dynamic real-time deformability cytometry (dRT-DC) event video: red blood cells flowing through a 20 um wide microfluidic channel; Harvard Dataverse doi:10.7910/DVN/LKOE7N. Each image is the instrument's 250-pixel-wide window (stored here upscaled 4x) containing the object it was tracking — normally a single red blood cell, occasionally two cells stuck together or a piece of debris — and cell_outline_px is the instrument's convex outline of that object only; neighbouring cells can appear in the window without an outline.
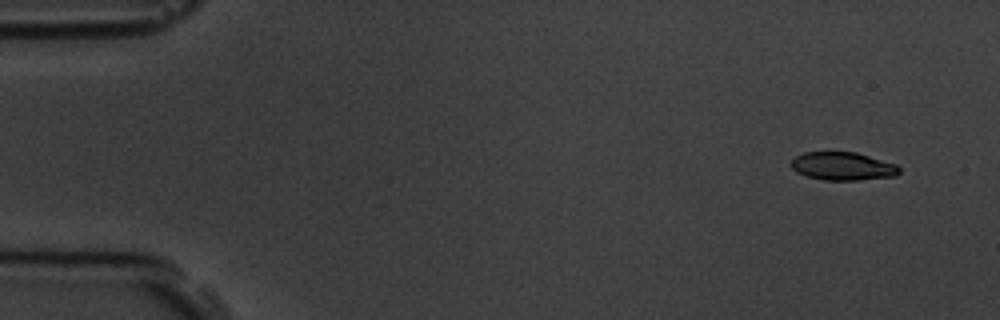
{"species": "common noctule bat (a hibernating species)", "species_latin": "Nyctalus noctula", "temperature_condition": "room temperature", "stored_images_in_passage": 4, "camera_frame_rate_fps": 3000, "um_per_image_px": 0.085, "animal": {"sex": "male", "body_mass_g": 19.5, "forearm_length_mm": 54.6}, "frame": {"image": 1, "passage_image": 1, "time_ms": 0.0, "image_size_px": [1000, 320], "cell_outline_px": [[900, 172], [896, 176], [856, 180], [824, 180], [808, 176], [796, 172], [792, 168], [792, 160], [796, 156], [804, 152], [856, 152], [896, 164], [900, 168]], "centroid_in_image_um": [71.65, 14.13], "position_along_channel_um": 13.4, "area_um2": 17.63}}